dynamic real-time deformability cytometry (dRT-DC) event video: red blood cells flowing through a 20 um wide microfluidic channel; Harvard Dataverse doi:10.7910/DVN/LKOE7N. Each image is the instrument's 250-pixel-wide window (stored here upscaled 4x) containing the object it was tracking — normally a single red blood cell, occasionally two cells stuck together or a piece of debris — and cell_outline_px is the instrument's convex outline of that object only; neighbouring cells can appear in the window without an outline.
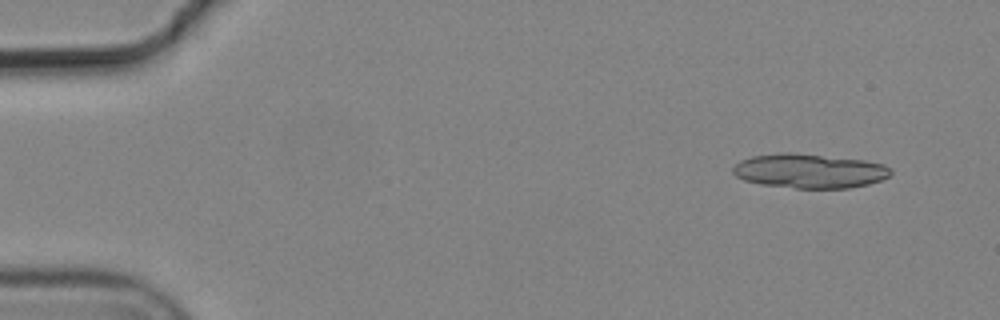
{"species": "common noctule bat (a hibernating species)", "species_latin": "Nyctalus noctula", "temperature_condition": "cold", "stored_images_in_passage": 9, "segment_of_instrument_passage": [1, 2], "camera_frame_rate_fps": 3000, "um_per_image_px": 0.085, "animal": {"sex": "male", "body_mass_g": 19.2, "forearm_length_mm": 51.8}, "frame": {"image": 1, "passage_image": 1, "time_ms": 0.0, "image_size_px": [1000, 320], "cell_outline_px": [[892, 172], [888, 176], [880, 180], [868, 184], [848, 188], [796, 188], [760, 184], [744, 180], [736, 176], [732, 172], [732, 168], [740, 160], [752, 156], [780, 152], [788, 152], [864, 160], [884, 164], [892, 168]], "centroid_in_image_um": [68.79, 14.53], "position_along_channel_um": 16.2, "area_um2": 31.56}}